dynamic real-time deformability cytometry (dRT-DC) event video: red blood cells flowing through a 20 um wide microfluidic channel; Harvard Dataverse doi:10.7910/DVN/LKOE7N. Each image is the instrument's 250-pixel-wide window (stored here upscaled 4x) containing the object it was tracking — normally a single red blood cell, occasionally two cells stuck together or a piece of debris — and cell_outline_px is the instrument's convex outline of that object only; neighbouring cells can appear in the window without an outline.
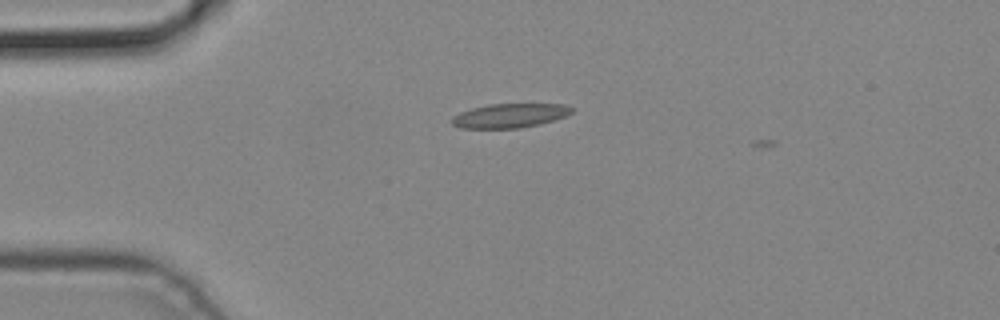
{"species": "common noctule bat (a hibernating species)", "species_latin": "Nyctalus noctula", "temperature_condition": "cold", "stored_images_in_passage": 3, "camera_frame_rate_fps": 3000, "um_per_image_px": 0.085, "animal": {"sex": "male", "body_mass_g": 19.2, "forearm_length_mm": 51.8}, "frame": {"image": 1, "passage_image": 1, "time_ms": 0.0, "image_size_px": [1000, 320], "cell_outline_px": [[572, 112], [564, 116], [540, 124], [520, 128], [460, 128], [452, 124], [452, 116], [460, 112], [472, 108], [488, 104], [564, 104], [572, 108]], "centroid_in_image_um": [43.29, 9.83], "position_along_channel_um": 41.7, "area_um2": 16.76}}